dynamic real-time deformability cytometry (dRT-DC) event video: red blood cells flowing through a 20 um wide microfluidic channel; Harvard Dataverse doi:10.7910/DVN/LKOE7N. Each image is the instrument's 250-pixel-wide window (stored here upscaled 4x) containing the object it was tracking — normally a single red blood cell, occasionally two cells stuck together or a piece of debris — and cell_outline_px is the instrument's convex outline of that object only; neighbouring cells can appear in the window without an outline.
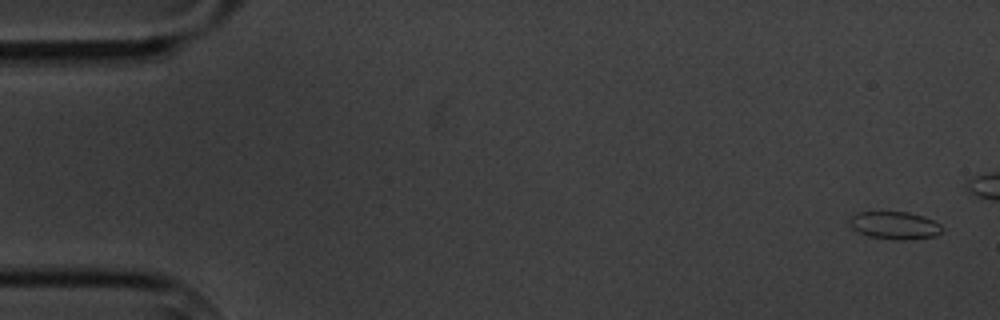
{"species": "common noctule bat (a hibernating species)", "species_latin": "Nyctalus noctula", "temperature_condition": "cold", "stored_images_in_passage": 5, "camera_frame_rate_fps": 3000, "um_per_image_px": 0.085, "animal": {"sex": "male", "body_mass_g": 20.1, "forearm_length_mm": 53.5}, "frame": {"image": 1, "passage_image": 1, "time_ms": 0.0, "image_size_px": [1000, 320], "cell_outline_px": [[944, 228], [936, 236], [908, 240], [896, 240], [868, 236], [852, 228], [848, 224], [848, 220], [856, 212], [908, 212], [924, 216], [940, 224]], "centroid_in_image_um": [76.05, 19.16], "position_along_channel_um": 9.0, "area_um2": 15.03}}